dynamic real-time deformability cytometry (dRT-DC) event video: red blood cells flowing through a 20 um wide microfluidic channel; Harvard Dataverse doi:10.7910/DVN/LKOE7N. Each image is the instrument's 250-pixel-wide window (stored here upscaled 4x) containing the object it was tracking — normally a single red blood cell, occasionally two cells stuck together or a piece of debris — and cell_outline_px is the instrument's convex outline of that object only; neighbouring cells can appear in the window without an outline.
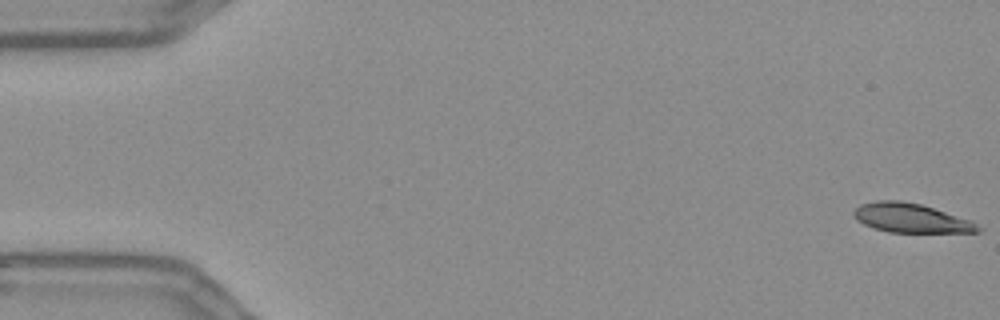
{"species": "Egyptian fruit bat (a non-hibernating species)", "species_latin": "Rousettus aegyptiacus", "temperature_condition": "warm", "stored_images_in_passage": 56, "camera_frame_rate_fps": 3000, "um_per_image_px": 0.085, "frame": {"image": 1, "passage_image": 1, "time_ms": 0.0, "image_size_px": [1000, 320], "cell_outline_px": [[984, 228], [980, 232], [888, 232], [864, 224], [856, 220], [852, 216], [852, 212], [860, 204], [876, 200], [900, 200], [920, 204], [968, 220]], "centroid_in_image_um": [77.37, 18.53], "position_along_channel_um": 7.6, "area_um2": 20.87}}
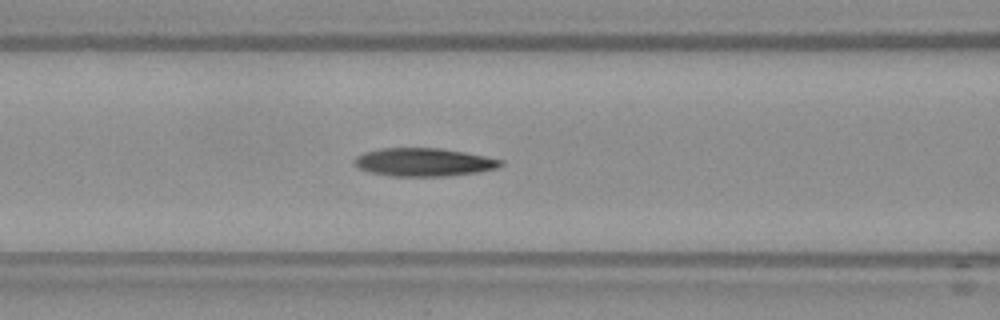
{"frame": {"image": 2, "passage_image": 23, "time_ms": 7.333, "image_size_px": [1000, 320], "cell_outline_px": [[504, 164], [500, 168], [476, 172], [448, 176], [392, 176], [368, 172], [352, 164], [352, 160], [356, 156], [364, 152], [380, 148], [440, 148], [464, 152], [504, 160]], "centroid_in_image_um": [36.0, 13.78], "position_along_channel_um": 130.6, "area_um2": 24.22}}
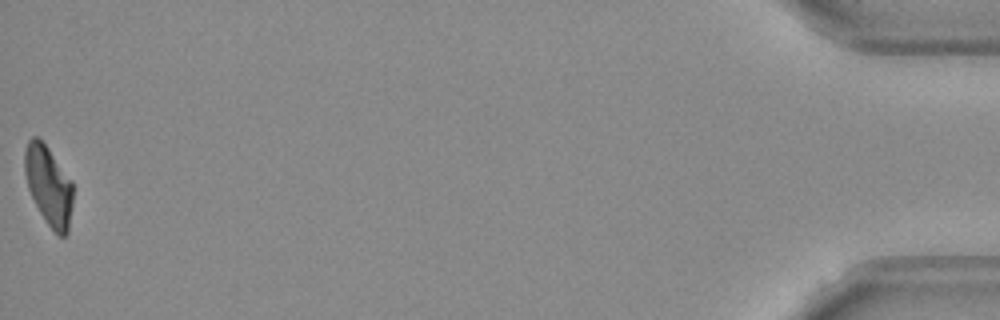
{"frame": {"image": 3, "passage_image": 56, "time_ms": 18.333, "image_size_px": [1000, 320], "cell_outline_px": [[72, 204], [68, 232], [64, 236], [60, 236], [48, 224], [40, 212], [28, 188], [24, 172], [24, 152], [28, 140], [32, 136], [36, 136], [48, 148], [72, 180]], "centroid_in_image_um": [4.12, 15.75], "position_along_channel_um": 431.1, "area_um2": 22.08}}